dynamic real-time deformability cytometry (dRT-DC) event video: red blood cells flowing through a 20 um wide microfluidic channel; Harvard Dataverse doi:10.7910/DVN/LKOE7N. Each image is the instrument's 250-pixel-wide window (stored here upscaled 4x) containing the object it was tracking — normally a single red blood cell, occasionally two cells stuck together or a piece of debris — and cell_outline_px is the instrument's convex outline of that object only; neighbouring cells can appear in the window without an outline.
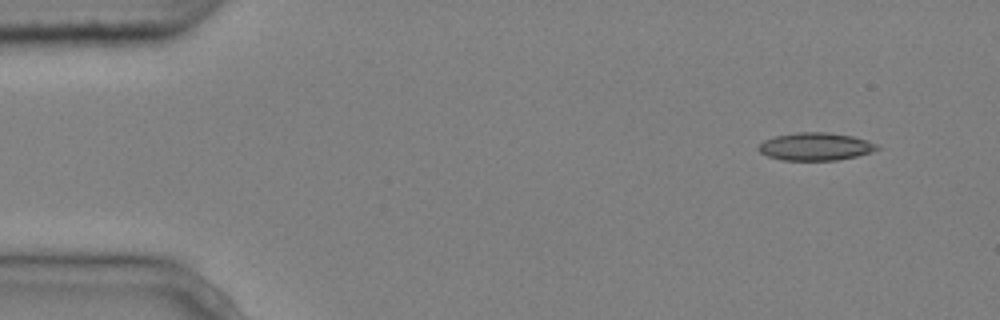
{"species": "common noctule bat (a hibernating species)", "species_latin": "Nyctalus noctula", "temperature_condition": "cold", "stored_images_in_passage": 4, "camera_frame_rate_fps": 3000, "um_per_image_px": 0.085, "animal": {"sex": "male", "body_mass_g": 20.4}, "frame": {"image": 1, "passage_image": 1, "time_ms": 0.0, "image_size_px": [1000, 320], "cell_outline_px": [[880, 148], [872, 152], [856, 156], [836, 160], [784, 160], [768, 156], [760, 152], [756, 148], [764, 140], [776, 136], [796, 132], [824, 132], [852, 136], [868, 140], [880, 144]], "centroid_in_image_um": [69.35, 12.45], "position_along_channel_um": 15.7, "area_um2": 19.19}}
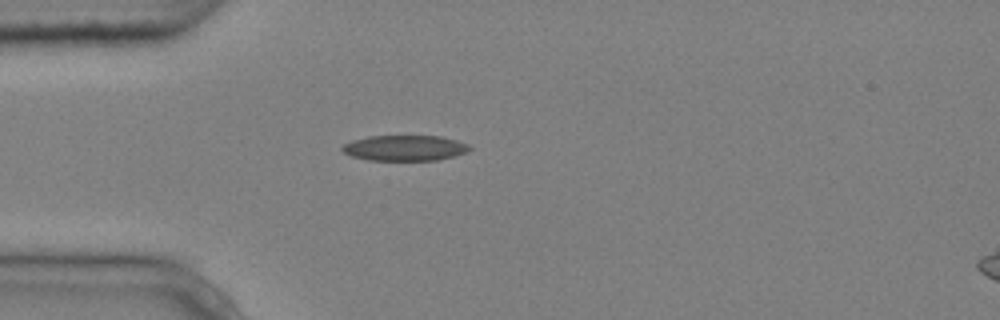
{"frame": {"image": 2, "passage_image": 4, "time_ms": 1.0, "image_size_px": [1000, 320], "cell_outline_px": [[472, 148], [468, 152], [436, 160], [368, 160], [352, 156], [344, 152], [340, 148], [344, 144], [352, 140], [368, 136], [440, 136], [456, 140], [468, 144]], "centroid_in_image_um": [34.4, 12.57], "position_along_channel_um": 50.6, "area_um2": 18.9}}